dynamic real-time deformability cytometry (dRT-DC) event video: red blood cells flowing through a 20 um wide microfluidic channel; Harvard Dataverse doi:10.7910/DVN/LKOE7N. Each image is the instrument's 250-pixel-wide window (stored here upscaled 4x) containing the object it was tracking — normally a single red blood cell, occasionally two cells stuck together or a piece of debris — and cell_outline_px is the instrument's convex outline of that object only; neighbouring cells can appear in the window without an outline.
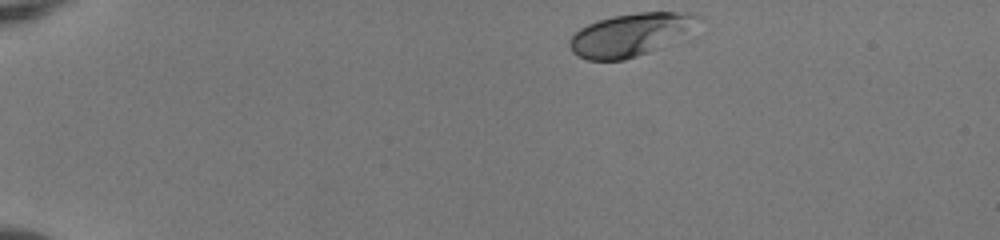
{"species": "human", "species_latin": "Homo sapiens", "temperature_condition": "room temperature", "stored_images_in_passage": 44, "camera_frame_rate_fps": 3000, "um_per_image_px": 0.085, "donor": {"sex": "female"}, "frame": {"image": 1, "passage_image": 1, "time_ms": 0.0, "image_size_px": [1000, 240], "cell_outline_px": [[700, 16], [688, 32], [648, 52], [624, 60], [588, 60], [572, 52], [568, 44], [568, 40], [580, 28], [588, 24], [612, 16], [636, 12], [688, 12]], "centroid_in_image_um": [53.51, 2.94], "position_along_channel_um": 31.5, "area_um2": 31.33}}
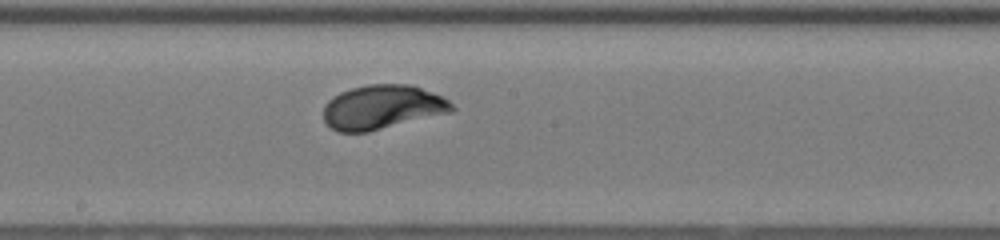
{"frame": {"image": 2, "passage_image": 22, "time_ms": 7.0, "image_size_px": [1000, 240], "cell_outline_px": [[456, 108], [452, 112], [368, 132], [336, 132], [324, 120], [324, 104], [332, 96], [340, 92], [352, 88], [368, 84], [408, 84], [444, 96]], "centroid_in_image_um": [32.5, 9.11], "position_along_channel_um": 215.7, "area_um2": 33.18}}
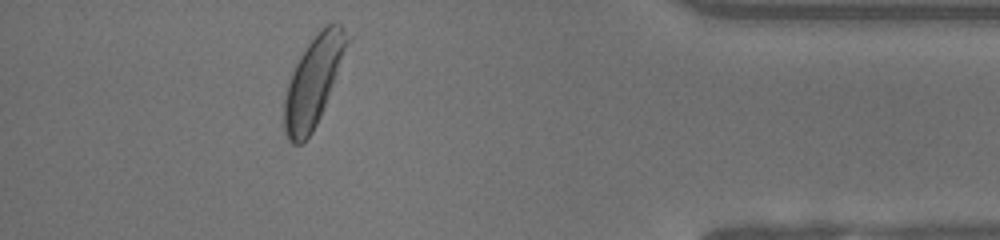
{"frame": {"image": 3, "passage_image": 39, "time_ms": 12.667, "image_size_px": [1000, 240], "cell_outline_px": [[356, 32], [324, 108], [312, 132], [300, 144], [292, 144], [288, 140], [284, 132], [284, 96], [292, 72], [300, 56], [308, 44], [328, 24], [340, 24]], "centroid_in_image_um": [26.73, 6.85], "position_along_channel_um": 408.5, "area_um2": 33.23}, "authors_computed_cell_mechanics": {"area_um2": 31.9345, "velocity_mm_per_s": 3.9682, "shape_relaxation_time_tau1_ms": 2.0776, "shape_relaxation_time_tau2_ms": null, "deformation_change_tau1": 0.1653, "deformation_change_tau2": null}}